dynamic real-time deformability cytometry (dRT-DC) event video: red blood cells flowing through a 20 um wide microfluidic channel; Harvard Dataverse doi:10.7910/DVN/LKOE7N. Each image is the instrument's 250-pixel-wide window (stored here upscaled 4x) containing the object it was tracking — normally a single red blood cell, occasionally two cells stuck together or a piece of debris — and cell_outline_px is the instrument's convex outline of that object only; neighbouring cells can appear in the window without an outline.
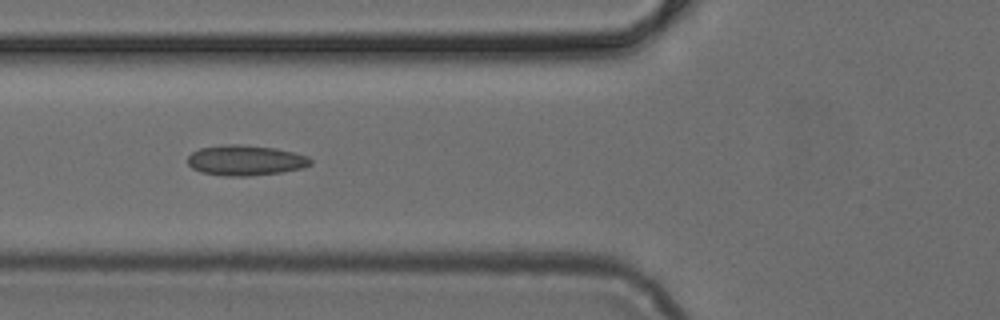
{"species": "common noctule bat (a hibernating species)", "species_latin": "Nyctalus noctula", "temperature_condition": "cold", "stored_images_in_passage": 6, "camera_frame_rate_fps": 3000, "um_per_image_px": 0.085, "animal": {"sex": "female", "body_mass_g": 24.6, "forearm_length_mm": 56.2}, "frame": {"image": 1, "passage_image": 5, "time_ms": 1.333, "image_size_px": [1000, 320], "cell_outline_px": [[312, 164], [304, 168], [280, 172], [248, 176], [228, 176], [200, 172], [192, 168], [188, 164], [188, 156], [192, 152], [200, 148], [228, 144], [240, 144], [276, 148], [308, 156], [312, 160]], "centroid_in_image_um": [20.87, 13.62], "position_along_channel_um": 104.9, "area_um2": 21.73}}
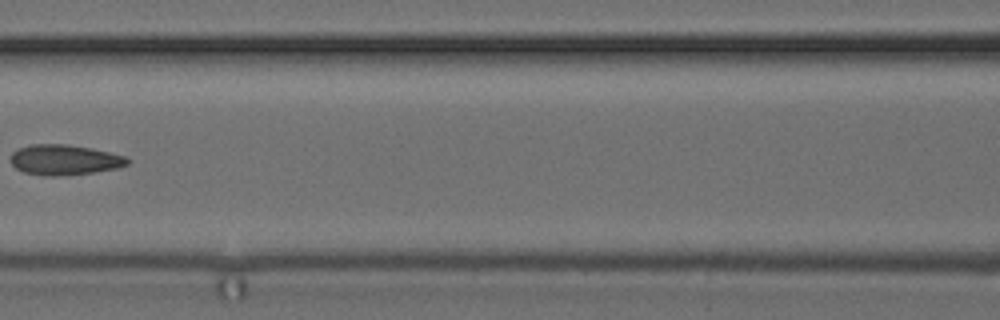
{"frame": {"image": 2, "passage_image": 6, "time_ms": 1.667, "image_size_px": [1000, 320], "cell_outline_px": [[128, 164], [120, 168], [92, 172], [56, 176], [44, 176], [24, 172], [16, 168], [12, 164], [12, 152], [20, 148], [32, 144], [68, 144], [92, 148], [124, 156], [128, 160]], "centroid_in_image_um": [5.48, 13.58], "position_along_channel_um": 161.1, "area_um2": 20.46}}